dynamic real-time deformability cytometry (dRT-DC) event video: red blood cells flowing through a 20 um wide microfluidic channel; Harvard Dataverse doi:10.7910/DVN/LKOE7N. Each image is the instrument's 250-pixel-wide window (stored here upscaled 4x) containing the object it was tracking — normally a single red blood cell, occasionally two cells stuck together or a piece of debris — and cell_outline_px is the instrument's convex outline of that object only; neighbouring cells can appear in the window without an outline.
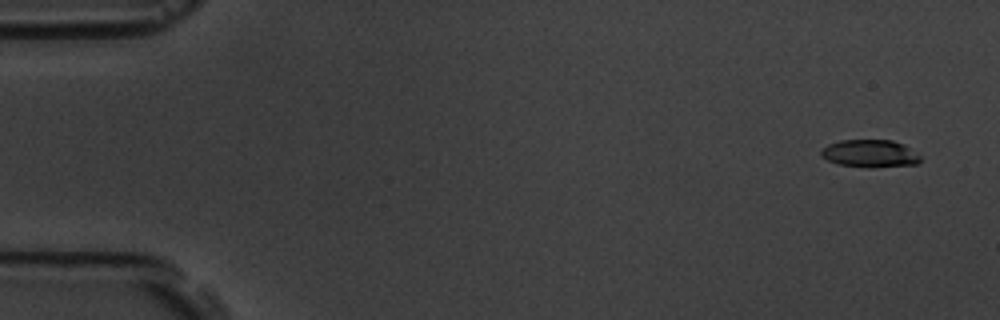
{"species": "common noctule bat (a hibernating species)", "species_latin": "Nyctalus noctula", "temperature_condition": "room temperature", "stored_images_in_passage": 11, "camera_frame_rate_fps": 3000, "um_per_image_px": 0.085, "animal": {"sex": "male", "body_mass_g": 19.5, "forearm_length_mm": 54.6}, "frame": {"image": 1, "passage_image": 1, "time_ms": 0.0, "image_size_px": [1000, 320], "cell_outline_px": [[920, 160], [916, 164], [868, 168], [840, 164], [828, 160], [820, 156], [820, 148], [828, 144], [840, 140], [892, 140], [904, 144], [920, 156]], "centroid_in_image_um": [73.91, 13.04], "position_along_channel_um": 11.1, "area_um2": 16.01}}
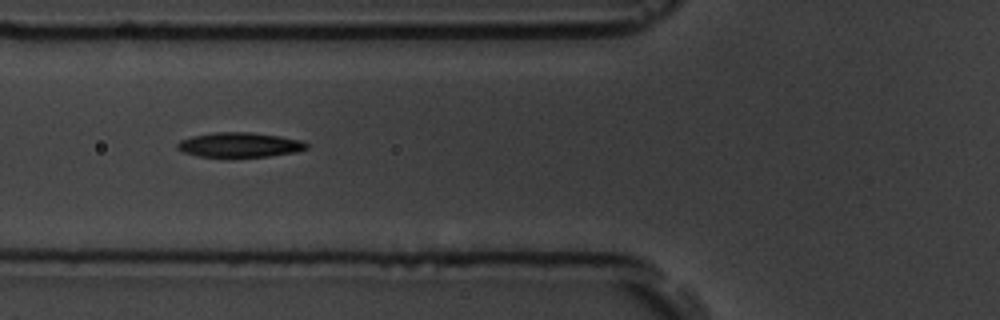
{"frame": {"image": 2, "passage_image": 6, "time_ms": 6.333, "image_size_px": [1000, 320], "cell_outline_px": [[308, 148], [296, 152], [268, 156], [228, 160], [196, 156], [184, 152], [176, 148], [176, 144], [180, 140], [192, 136], [216, 132], [252, 132], [280, 136], [304, 140], [308, 144]], "centroid_in_image_um": [20.35, 12.35], "position_along_channel_um": 105.5, "area_um2": 19.59}}
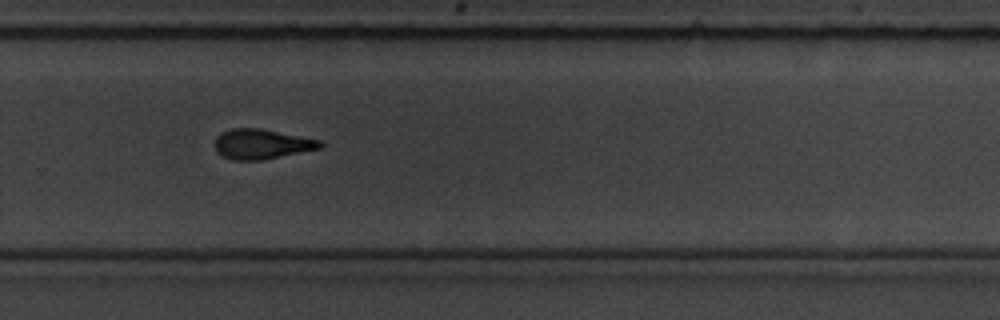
{"frame": {"image": 3, "passage_image": 11, "time_ms": 12.0, "image_size_px": [1000, 320], "cell_outline_px": [[324, 144], [320, 148], [264, 160], [236, 160], [224, 156], [216, 152], [216, 136], [220, 132], [232, 128], [256, 128], [320, 140]], "centroid_in_image_um": [22.22, 12.25], "position_along_channel_um": 307.6, "area_um2": 18.09}}